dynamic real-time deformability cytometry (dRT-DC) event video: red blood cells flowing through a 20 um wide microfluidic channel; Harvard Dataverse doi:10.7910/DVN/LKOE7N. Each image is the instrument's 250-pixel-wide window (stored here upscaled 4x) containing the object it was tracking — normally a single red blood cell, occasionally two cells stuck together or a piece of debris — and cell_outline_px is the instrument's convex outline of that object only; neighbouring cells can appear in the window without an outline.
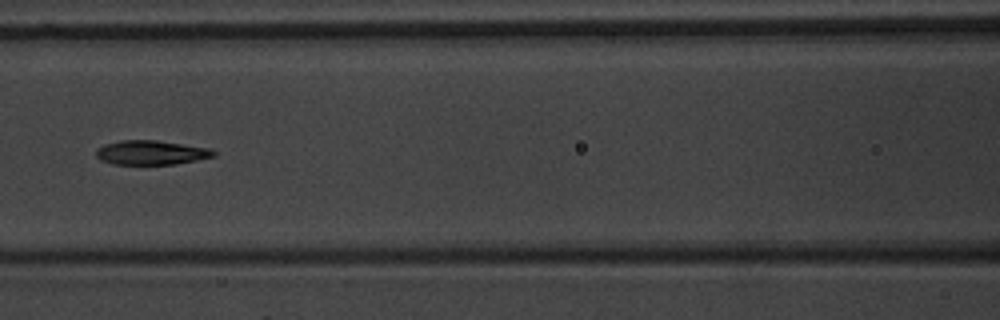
{"species": "common noctule bat (a hibernating species)", "species_latin": "Nyctalus noctula", "temperature_condition": "warm", "stored_images_in_passage": 8, "camera_frame_rate_fps": 3000, "um_per_image_px": 0.085, "animal": {"sex": "male", "body_mass_g": 20.1, "forearm_length_mm": 53.5}, "frame": {"image": 1, "passage_image": 8, "time_ms": 8.333, "image_size_px": [1000, 320], "cell_outline_px": [[216, 156], [176, 164], [112, 164], [100, 160], [96, 156], [96, 148], [104, 144], [120, 140], [156, 140], [208, 148], [216, 152]], "centroid_in_image_um": [12.81, 12.97], "position_along_channel_um": 153.8, "area_um2": 16.65}}